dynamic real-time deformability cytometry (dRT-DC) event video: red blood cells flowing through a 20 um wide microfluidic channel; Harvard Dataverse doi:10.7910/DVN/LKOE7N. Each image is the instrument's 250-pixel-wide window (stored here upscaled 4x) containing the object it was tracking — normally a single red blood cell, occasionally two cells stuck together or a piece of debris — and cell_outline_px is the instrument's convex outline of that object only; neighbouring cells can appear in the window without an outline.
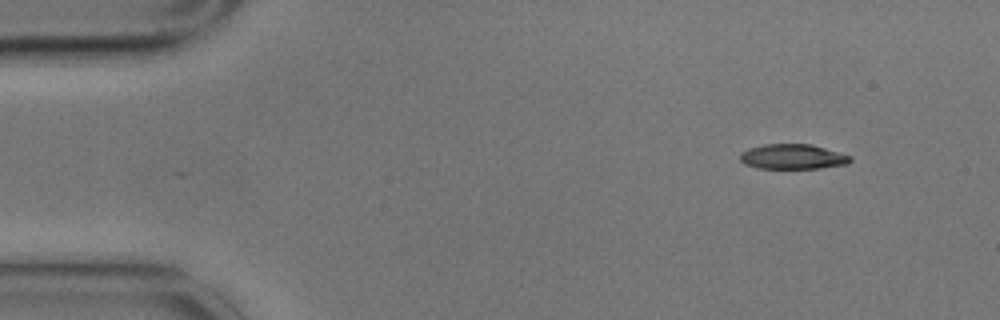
{"species": "common noctule bat (a hibernating species)", "species_latin": "Nyctalus noctula", "temperature_condition": "cold", "stored_images_in_passage": 4, "camera_frame_rate_fps": 3000, "um_per_image_px": 0.085, "animal": {"sex": "male", "body_mass_g": 17.9}, "frame": {"image": 1, "passage_image": 1, "time_ms": 0.0, "image_size_px": [1000, 320], "cell_outline_px": [[852, 160], [848, 164], [820, 168], [756, 168], [744, 164], [740, 160], [740, 152], [748, 148], [764, 144], [812, 144], [852, 156]], "centroid_in_image_um": [67.37, 13.31], "position_along_channel_um": 17.6, "area_um2": 16.18}}
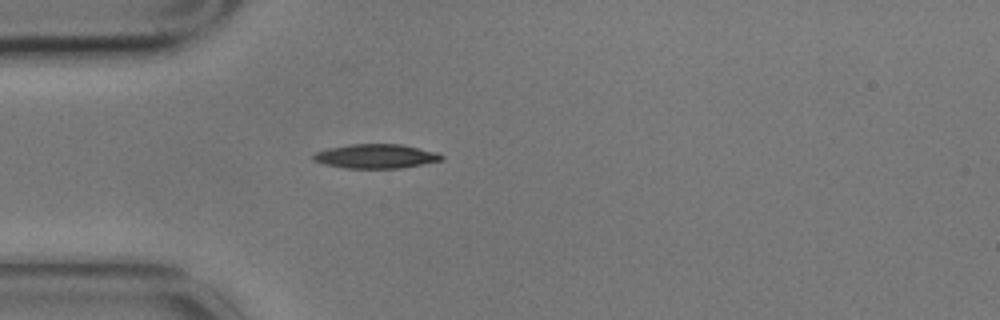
{"frame": {"image": 2, "passage_image": 4, "time_ms": 1.0, "image_size_px": [1000, 320], "cell_outline_px": [[444, 160], [400, 168], [344, 168], [324, 164], [312, 160], [312, 156], [316, 152], [328, 148], [348, 144], [400, 144], [436, 152], [444, 156]], "centroid_in_image_um": [31.93, 13.28], "position_along_channel_um": 53.1, "area_um2": 18.09}}